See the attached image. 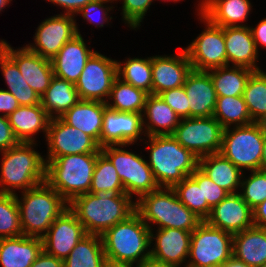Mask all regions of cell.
<instances>
[{
    "mask_svg": "<svg viewBox=\"0 0 266 267\" xmlns=\"http://www.w3.org/2000/svg\"><path fill=\"white\" fill-rule=\"evenodd\" d=\"M87 234L103 235L135 212V202L125 190L99 191L75 197L68 207Z\"/></svg>",
    "mask_w": 266,
    "mask_h": 267,
    "instance_id": "obj_1",
    "label": "cell"
},
{
    "mask_svg": "<svg viewBox=\"0 0 266 267\" xmlns=\"http://www.w3.org/2000/svg\"><path fill=\"white\" fill-rule=\"evenodd\" d=\"M106 108L105 102L79 100L60 118L69 126L91 136L101 147L103 114Z\"/></svg>",
    "mask_w": 266,
    "mask_h": 267,
    "instance_id": "obj_26",
    "label": "cell"
},
{
    "mask_svg": "<svg viewBox=\"0 0 266 267\" xmlns=\"http://www.w3.org/2000/svg\"><path fill=\"white\" fill-rule=\"evenodd\" d=\"M141 113L120 112L106 108L103 114L101 147L106 145H131L144 135ZM139 138V139H138Z\"/></svg>",
    "mask_w": 266,
    "mask_h": 267,
    "instance_id": "obj_18",
    "label": "cell"
},
{
    "mask_svg": "<svg viewBox=\"0 0 266 267\" xmlns=\"http://www.w3.org/2000/svg\"><path fill=\"white\" fill-rule=\"evenodd\" d=\"M163 1H166V0H163ZM167 1H173V2H177V1H180V0H167Z\"/></svg>",
    "mask_w": 266,
    "mask_h": 267,
    "instance_id": "obj_59",
    "label": "cell"
},
{
    "mask_svg": "<svg viewBox=\"0 0 266 267\" xmlns=\"http://www.w3.org/2000/svg\"><path fill=\"white\" fill-rule=\"evenodd\" d=\"M150 241L154 246L150 249V258L160 263L181 267L189 255L191 232L176 228L157 229L156 234L150 230Z\"/></svg>",
    "mask_w": 266,
    "mask_h": 267,
    "instance_id": "obj_19",
    "label": "cell"
},
{
    "mask_svg": "<svg viewBox=\"0 0 266 267\" xmlns=\"http://www.w3.org/2000/svg\"><path fill=\"white\" fill-rule=\"evenodd\" d=\"M50 119L41 104L19 106L8 116L16 139L24 143H35L33 136L41 130L46 137Z\"/></svg>",
    "mask_w": 266,
    "mask_h": 267,
    "instance_id": "obj_28",
    "label": "cell"
},
{
    "mask_svg": "<svg viewBox=\"0 0 266 267\" xmlns=\"http://www.w3.org/2000/svg\"><path fill=\"white\" fill-rule=\"evenodd\" d=\"M232 257L248 267L266 263V228L253 226L233 234Z\"/></svg>",
    "mask_w": 266,
    "mask_h": 267,
    "instance_id": "obj_29",
    "label": "cell"
},
{
    "mask_svg": "<svg viewBox=\"0 0 266 267\" xmlns=\"http://www.w3.org/2000/svg\"><path fill=\"white\" fill-rule=\"evenodd\" d=\"M223 267H248L244 263L235 260L233 257Z\"/></svg>",
    "mask_w": 266,
    "mask_h": 267,
    "instance_id": "obj_55",
    "label": "cell"
},
{
    "mask_svg": "<svg viewBox=\"0 0 266 267\" xmlns=\"http://www.w3.org/2000/svg\"><path fill=\"white\" fill-rule=\"evenodd\" d=\"M149 162L159 187L173 188L199 166V159L172 135L146 136Z\"/></svg>",
    "mask_w": 266,
    "mask_h": 267,
    "instance_id": "obj_3",
    "label": "cell"
},
{
    "mask_svg": "<svg viewBox=\"0 0 266 267\" xmlns=\"http://www.w3.org/2000/svg\"><path fill=\"white\" fill-rule=\"evenodd\" d=\"M0 48L17 64L28 85L42 96L54 77L51 60L30 51L26 46L14 50L4 40H0Z\"/></svg>",
    "mask_w": 266,
    "mask_h": 267,
    "instance_id": "obj_17",
    "label": "cell"
},
{
    "mask_svg": "<svg viewBox=\"0 0 266 267\" xmlns=\"http://www.w3.org/2000/svg\"><path fill=\"white\" fill-rule=\"evenodd\" d=\"M198 167L209 179L229 194L239 192L244 173L221 153H213L199 158Z\"/></svg>",
    "mask_w": 266,
    "mask_h": 267,
    "instance_id": "obj_31",
    "label": "cell"
},
{
    "mask_svg": "<svg viewBox=\"0 0 266 267\" xmlns=\"http://www.w3.org/2000/svg\"><path fill=\"white\" fill-rule=\"evenodd\" d=\"M116 77V60L95 51L87 60L78 81L75 83L80 100L106 103Z\"/></svg>",
    "mask_w": 266,
    "mask_h": 267,
    "instance_id": "obj_12",
    "label": "cell"
},
{
    "mask_svg": "<svg viewBox=\"0 0 266 267\" xmlns=\"http://www.w3.org/2000/svg\"><path fill=\"white\" fill-rule=\"evenodd\" d=\"M224 128L212 117L180 119L172 136L198 159L220 153Z\"/></svg>",
    "mask_w": 266,
    "mask_h": 267,
    "instance_id": "obj_11",
    "label": "cell"
},
{
    "mask_svg": "<svg viewBox=\"0 0 266 267\" xmlns=\"http://www.w3.org/2000/svg\"><path fill=\"white\" fill-rule=\"evenodd\" d=\"M36 143L19 142L2 151L0 193L16 195V189L29 190L46 180L44 156L33 149Z\"/></svg>",
    "mask_w": 266,
    "mask_h": 267,
    "instance_id": "obj_5",
    "label": "cell"
},
{
    "mask_svg": "<svg viewBox=\"0 0 266 267\" xmlns=\"http://www.w3.org/2000/svg\"><path fill=\"white\" fill-rule=\"evenodd\" d=\"M117 1V0H114ZM122 18L131 29L141 26L150 5L154 0H122Z\"/></svg>",
    "mask_w": 266,
    "mask_h": 267,
    "instance_id": "obj_45",
    "label": "cell"
},
{
    "mask_svg": "<svg viewBox=\"0 0 266 267\" xmlns=\"http://www.w3.org/2000/svg\"><path fill=\"white\" fill-rule=\"evenodd\" d=\"M117 77L136 88L152 94V56L148 58H128L116 61Z\"/></svg>",
    "mask_w": 266,
    "mask_h": 267,
    "instance_id": "obj_37",
    "label": "cell"
},
{
    "mask_svg": "<svg viewBox=\"0 0 266 267\" xmlns=\"http://www.w3.org/2000/svg\"><path fill=\"white\" fill-rule=\"evenodd\" d=\"M190 176L198 184H202L203 201H207L211 209L218 205L229 194L226 190L209 179L199 167Z\"/></svg>",
    "mask_w": 266,
    "mask_h": 267,
    "instance_id": "obj_44",
    "label": "cell"
},
{
    "mask_svg": "<svg viewBox=\"0 0 266 267\" xmlns=\"http://www.w3.org/2000/svg\"><path fill=\"white\" fill-rule=\"evenodd\" d=\"M124 147L127 145H106L101 147V151L117 170L125 193L132 199L133 194L138 196L137 200L142 195L155 191L159 186L148 161L139 154L122 149Z\"/></svg>",
    "mask_w": 266,
    "mask_h": 267,
    "instance_id": "obj_10",
    "label": "cell"
},
{
    "mask_svg": "<svg viewBox=\"0 0 266 267\" xmlns=\"http://www.w3.org/2000/svg\"><path fill=\"white\" fill-rule=\"evenodd\" d=\"M142 118L145 136L172 135L180 122L175 111L159 95L152 94L146 98Z\"/></svg>",
    "mask_w": 266,
    "mask_h": 267,
    "instance_id": "obj_30",
    "label": "cell"
},
{
    "mask_svg": "<svg viewBox=\"0 0 266 267\" xmlns=\"http://www.w3.org/2000/svg\"><path fill=\"white\" fill-rule=\"evenodd\" d=\"M98 154L64 155L46 162V182L68 203L90 190Z\"/></svg>",
    "mask_w": 266,
    "mask_h": 267,
    "instance_id": "obj_7",
    "label": "cell"
},
{
    "mask_svg": "<svg viewBox=\"0 0 266 267\" xmlns=\"http://www.w3.org/2000/svg\"><path fill=\"white\" fill-rule=\"evenodd\" d=\"M250 172L251 174L247 179L242 175L240 192L238 193L253 209L266 199V170L260 169Z\"/></svg>",
    "mask_w": 266,
    "mask_h": 267,
    "instance_id": "obj_43",
    "label": "cell"
},
{
    "mask_svg": "<svg viewBox=\"0 0 266 267\" xmlns=\"http://www.w3.org/2000/svg\"><path fill=\"white\" fill-rule=\"evenodd\" d=\"M261 169L266 170V135H265L263 150H262Z\"/></svg>",
    "mask_w": 266,
    "mask_h": 267,
    "instance_id": "obj_56",
    "label": "cell"
},
{
    "mask_svg": "<svg viewBox=\"0 0 266 267\" xmlns=\"http://www.w3.org/2000/svg\"><path fill=\"white\" fill-rule=\"evenodd\" d=\"M198 13L219 27L246 26L252 5L249 0H202ZM241 23V24H237Z\"/></svg>",
    "mask_w": 266,
    "mask_h": 267,
    "instance_id": "obj_25",
    "label": "cell"
},
{
    "mask_svg": "<svg viewBox=\"0 0 266 267\" xmlns=\"http://www.w3.org/2000/svg\"><path fill=\"white\" fill-rule=\"evenodd\" d=\"M205 221L209 225L231 234L254 226L252 208L239 193L228 194L211 209L210 215Z\"/></svg>",
    "mask_w": 266,
    "mask_h": 267,
    "instance_id": "obj_20",
    "label": "cell"
},
{
    "mask_svg": "<svg viewBox=\"0 0 266 267\" xmlns=\"http://www.w3.org/2000/svg\"><path fill=\"white\" fill-rule=\"evenodd\" d=\"M17 196L22 233L42 238L52 223L69 207V203L46 181Z\"/></svg>",
    "mask_w": 266,
    "mask_h": 267,
    "instance_id": "obj_6",
    "label": "cell"
},
{
    "mask_svg": "<svg viewBox=\"0 0 266 267\" xmlns=\"http://www.w3.org/2000/svg\"><path fill=\"white\" fill-rule=\"evenodd\" d=\"M217 97L241 96L254 70L242 66L217 67L207 71Z\"/></svg>",
    "mask_w": 266,
    "mask_h": 267,
    "instance_id": "obj_33",
    "label": "cell"
},
{
    "mask_svg": "<svg viewBox=\"0 0 266 267\" xmlns=\"http://www.w3.org/2000/svg\"><path fill=\"white\" fill-rule=\"evenodd\" d=\"M57 6L64 8V14L77 15V13L89 2L93 0H46Z\"/></svg>",
    "mask_w": 266,
    "mask_h": 267,
    "instance_id": "obj_50",
    "label": "cell"
},
{
    "mask_svg": "<svg viewBox=\"0 0 266 267\" xmlns=\"http://www.w3.org/2000/svg\"><path fill=\"white\" fill-rule=\"evenodd\" d=\"M23 235L16 195L0 193V238Z\"/></svg>",
    "mask_w": 266,
    "mask_h": 267,
    "instance_id": "obj_42",
    "label": "cell"
},
{
    "mask_svg": "<svg viewBox=\"0 0 266 267\" xmlns=\"http://www.w3.org/2000/svg\"><path fill=\"white\" fill-rule=\"evenodd\" d=\"M94 52L86 47L82 35L77 34L51 60L54 76L75 84Z\"/></svg>",
    "mask_w": 266,
    "mask_h": 267,
    "instance_id": "obj_23",
    "label": "cell"
},
{
    "mask_svg": "<svg viewBox=\"0 0 266 267\" xmlns=\"http://www.w3.org/2000/svg\"><path fill=\"white\" fill-rule=\"evenodd\" d=\"M135 211L151 228H176L192 232L203 220L188 209L173 188L159 187L135 201ZM152 223V224H151ZM150 224V225H149Z\"/></svg>",
    "mask_w": 266,
    "mask_h": 267,
    "instance_id": "obj_4",
    "label": "cell"
},
{
    "mask_svg": "<svg viewBox=\"0 0 266 267\" xmlns=\"http://www.w3.org/2000/svg\"><path fill=\"white\" fill-rule=\"evenodd\" d=\"M183 86L190 106V118L212 117L217 95L210 74L192 69Z\"/></svg>",
    "mask_w": 266,
    "mask_h": 267,
    "instance_id": "obj_22",
    "label": "cell"
},
{
    "mask_svg": "<svg viewBox=\"0 0 266 267\" xmlns=\"http://www.w3.org/2000/svg\"><path fill=\"white\" fill-rule=\"evenodd\" d=\"M107 190H124V187L112 162L101 151L97 156L89 193Z\"/></svg>",
    "mask_w": 266,
    "mask_h": 267,
    "instance_id": "obj_41",
    "label": "cell"
},
{
    "mask_svg": "<svg viewBox=\"0 0 266 267\" xmlns=\"http://www.w3.org/2000/svg\"><path fill=\"white\" fill-rule=\"evenodd\" d=\"M243 98L251 119L266 123V72L254 71L244 89Z\"/></svg>",
    "mask_w": 266,
    "mask_h": 267,
    "instance_id": "obj_39",
    "label": "cell"
},
{
    "mask_svg": "<svg viewBox=\"0 0 266 267\" xmlns=\"http://www.w3.org/2000/svg\"><path fill=\"white\" fill-rule=\"evenodd\" d=\"M104 267H134V265L116 264V263H111L107 261ZM136 267H139V266H136Z\"/></svg>",
    "mask_w": 266,
    "mask_h": 267,
    "instance_id": "obj_57",
    "label": "cell"
},
{
    "mask_svg": "<svg viewBox=\"0 0 266 267\" xmlns=\"http://www.w3.org/2000/svg\"><path fill=\"white\" fill-rule=\"evenodd\" d=\"M80 34L74 15L58 14L45 19L37 27L34 43L26 47L45 59L52 60L66 42Z\"/></svg>",
    "mask_w": 266,
    "mask_h": 267,
    "instance_id": "obj_15",
    "label": "cell"
},
{
    "mask_svg": "<svg viewBox=\"0 0 266 267\" xmlns=\"http://www.w3.org/2000/svg\"><path fill=\"white\" fill-rule=\"evenodd\" d=\"M233 234L202 221L192 232L186 267H223L232 258Z\"/></svg>",
    "mask_w": 266,
    "mask_h": 267,
    "instance_id": "obj_9",
    "label": "cell"
},
{
    "mask_svg": "<svg viewBox=\"0 0 266 267\" xmlns=\"http://www.w3.org/2000/svg\"><path fill=\"white\" fill-rule=\"evenodd\" d=\"M19 141L16 139L8 117L0 115V152L16 146Z\"/></svg>",
    "mask_w": 266,
    "mask_h": 267,
    "instance_id": "obj_48",
    "label": "cell"
},
{
    "mask_svg": "<svg viewBox=\"0 0 266 267\" xmlns=\"http://www.w3.org/2000/svg\"><path fill=\"white\" fill-rule=\"evenodd\" d=\"M257 50L259 45L266 47V18L262 19L255 28L250 27Z\"/></svg>",
    "mask_w": 266,
    "mask_h": 267,
    "instance_id": "obj_52",
    "label": "cell"
},
{
    "mask_svg": "<svg viewBox=\"0 0 266 267\" xmlns=\"http://www.w3.org/2000/svg\"><path fill=\"white\" fill-rule=\"evenodd\" d=\"M42 250L43 241L39 237L0 238V264L2 267H31Z\"/></svg>",
    "mask_w": 266,
    "mask_h": 267,
    "instance_id": "obj_27",
    "label": "cell"
},
{
    "mask_svg": "<svg viewBox=\"0 0 266 267\" xmlns=\"http://www.w3.org/2000/svg\"><path fill=\"white\" fill-rule=\"evenodd\" d=\"M213 117L225 129L233 126H244L253 123L247 105L241 96L217 97Z\"/></svg>",
    "mask_w": 266,
    "mask_h": 267,
    "instance_id": "obj_38",
    "label": "cell"
},
{
    "mask_svg": "<svg viewBox=\"0 0 266 267\" xmlns=\"http://www.w3.org/2000/svg\"><path fill=\"white\" fill-rule=\"evenodd\" d=\"M252 212L254 226L266 228V199L253 208Z\"/></svg>",
    "mask_w": 266,
    "mask_h": 267,
    "instance_id": "obj_53",
    "label": "cell"
},
{
    "mask_svg": "<svg viewBox=\"0 0 266 267\" xmlns=\"http://www.w3.org/2000/svg\"><path fill=\"white\" fill-rule=\"evenodd\" d=\"M80 100L75 84L54 76L46 92L40 96V104L49 117L60 118Z\"/></svg>",
    "mask_w": 266,
    "mask_h": 267,
    "instance_id": "obj_32",
    "label": "cell"
},
{
    "mask_svg": "<svg viewBox=\"0 0 266 267\" xmlns=\"http://www.w3.org/2000/svg\"><path fill=\"white\" fill-rule=\"evenodd\" d=\"M192 66L185 50L176 56H152V95L182 87Z\"/></svg>",
    "mask_w": 266,
    "mask_h": 267,
    "instance_id": "obj_21",
    "label": "cell"
},
{
    "mask_svg": "<svg viewBox=\"0 0 266 267\" xmlns=\"http://www.w3.org/2000/svg\"><path fill=\"white\" fill-rule=\"evenodd\" d=\"M225 49L227 66H242L254 71L261 70L257 65L258 50L249 26L225 27Z\"/></svg>",
    "mask_w": 266,
    "mask_h": 267,
    "instance_id": "obj_24",
    "label": "cell"
},
{
    "mask_svg": "<svg viewBox=\"0 0 266 267\" xmlns=\"http://www.w3.org/2000/svg\"><path fill=\"white\" fill-rule=\"evenodd\" d=\"M150 234V228L135 211L101 235L106 260L140 266L150 259Z\"/></svg>",
    "mask_w": 266,
    "mask_h": 267,
    "instance_id": "obj_2",
    "label": "cell"
},
{
    "mask_svg": "<svg viewBox=\"0 0 266 267\" xmlns=\"http://www.w3.org/2000/svg\"><path fill=\"white\" fill-rule=\"evenodd\" d=\"M0 68L9 91L20 106L40 104V95L24 80L17 64L0 48Z\"/></svg>",
    "mask_w": 266,
    "mask_h": 267,
    "instance_id": "obj_34",
    "label": "cell"
},
{
    "mask_svg": "<svg viewBox=\"0 0 266 267\" xmlns=\"http://www.w3.org/2000/svg\"><path fill=\"white\" fill-rule=\"evenodd\" d=\"M113 1L114 0H93V1L89 2L88 4H86L77 14L81 13L84 20H87L91 24H95V26L98 28H100V27L102 28V27H104L105 22L109 23V20L112 19V17H108V12H110L111 9H113V6L107 7L105 5H106V3H108V2L112 3ZM95 12H97L98 14L102 13V14H100V15H102V17L100 16V18H98L102 22H100V21L97 22V20H94L92 13H95Z\"/></svg>",
    "mask_w": 266,
    "mask_h": 267,
    "instance_id": "obj_47",
    "label": "cell"
},
{
    "mask_svg": "<svg viewBox=\"0 0 266 267\" xmlns=\"http://www.w3.org/2000/svg\"><path fill=\"white\" fill-rule=\"evenodd\" d=\"M179 200L203 221L210 215L211 208L203 201L202 184H198L191 176H186L173 187Z\"/></svg>",
    "mask_w": 266,
    "mask_h": 267,
    "instance_id": "obj_40",
    "label": "cell"
},
{
    "mask_svg": "<svg viewBox=\"0 0 266 267\" xmlns=\"http://www.w3.org/2000/svg\"><path fill=\"white\" fill-rule=\"evenodd\" d=\"M87 233L76 215L68 208L52 223L42 237L43 250L65 260Z\"/></svg>",
    "mask_w": 266,
    "mask_h": 267,
    "instance_id": "obj_16",
    "label": "cell"
},
{
    "mask_svg": "<svg viewBox=\"0 0 266 267\" xmlns=\"http://www.w3.org/2000/svg\"><path fill=\"white\" fill-rule=\"evenodd\" d=\"M106 263L101 236L87 234L64 260V267H104Z\"/></svg>",
    "mask_w": 266,
    "mask_h": 267,
    "instance_id": "obj_35",
    "label": "cell"
},
{
    "mask_svg": "<svg viewBox=\"0 0 266 267\" xmlns=\"http://www.w3.org/2000/svg\"><path fill=\"white\" fill-rule=\"evenodd\" d=\"M139 267H176V266L160 263L150 258L146 260L143 264H141Z\"/></svg>",
    "mask_w": 266,
    "mask_h": 267,
    "instance_id": "obj_54",
    "label": "cell"
},
{
    "mask_svg": "<svg viewBox=\"0 0 266 267\" xmlns=\"http://www.w3.org/2000/svg\"><path fill=\"white\" fill-rule=\"evenodd\" d=\"M265 135L266 123L261 122L225 128L220 153L242 172L260 170Z\"/></svg>",
    "mask_w": 266,
    "mask_h": 267,
    "instance_id": "obj_8",
    "label": "cell"
},
{
    "mask_svg": "<svg viewBox=\"0 0 266 267\" xmlns=\"http://www.w3.org/2000/svg\"><path fill=\"white\" fill-rule=\"evenodd\" d=\"M31 267H64V260L46 253L44 250L38 255Z\"/></svg>",
    "mask_w": 266,
    "mask_h": 267,
    "instance_id": "obj_51",
    "label": "cell"
},
{
    "mask_svg": "<svg viewBox=\"0 0 266 267\" xmlns=\"http://www.w3.org/2000/svg\"><path fill=\"white\" fill-rule=\"evenodd\" d=\"M19 103L17 99L9 91L0 89V112L3 116H9L18 107Z\"/></svg>",
    "mask_w": 266,
    "mask_h": 267,
    "instance_id": "obj_49",
    "label": "cell"
},
{
    "mask_svg": "<svg viewBox=\"0 0 266 267\" xmlns=\"http://www.w3.org/2000/svg\"><path fill=\"white\" fill-rule=\"evenodd\" d=\"M201 22L206 29L193 42L184 48L193 70L208 71L217 67L227 66L224 28L212 24L201 13Z\"/></svg>",
    "mask_w": 266,
    "mask_h": 267,
    "instance_id": "obj_13",
    "label": "cell"
},
{
    "mask_svg": "<svg viewBox=\"0 0 266 267\" xmlns=\"http://www.w3.org/2000/svg\"><path fill=\"white\" fill-rule=\"evenodd\" d=\"M159 96L175 111L180 119L190 118V106L184 86L163 91Z\"/></svg>",
    "mask_w": 266,
    "mask_h": 267,
    "instance_id": "obj_46",
    "label": "cell"
},
{
    "mask_svg": "<svg viewBox=\"0 0 266 267\" xmlns=\"http://www.w3.org/2000/svg\"><path fill=\"white\" fill-rule=\"evenodd\" d=\"M12 0H0V11H2L7 5H9V2L11 3Z\"/></svg>",
    "mask_w": 266,
    "mask_h": 267,
    "instance_id": "obj_58",
    "label": "cell"
},
{
    "mask_svg": "<svg viewBox=\"0 0 266 267\" xmlns=\"http://www.w3.org/2000/svg\"><path fill=\"white\" fill-rule=\"evenodd\" d=\"M48 156L45 161L64 155L99 154L101 147L88 134L69 126L61 118L50 119L46 134Z\"/></svg>",
    "mask_w": 266,
    "mask_h": 267,
    "instance_id": "obj_14",
    "label": "cell"
},
{
    "mask_svg": "<svg viewBox=\"0 0 266 267\" xmlns=\"http://www.w3.org/2000/svg\"><path fill=\"white\" fill-rule=\"evenodd\" d=\"M149 94L144 90L122 81L116 77L113 81L109 100L106 102L108 108L120 111L143 114L146 98Z\"/></svg>",
    "mask_w": 266,
    "mask_h": 267,
    "instance_id": "obj_36",
    "label": "cell"
}]
</instances>
